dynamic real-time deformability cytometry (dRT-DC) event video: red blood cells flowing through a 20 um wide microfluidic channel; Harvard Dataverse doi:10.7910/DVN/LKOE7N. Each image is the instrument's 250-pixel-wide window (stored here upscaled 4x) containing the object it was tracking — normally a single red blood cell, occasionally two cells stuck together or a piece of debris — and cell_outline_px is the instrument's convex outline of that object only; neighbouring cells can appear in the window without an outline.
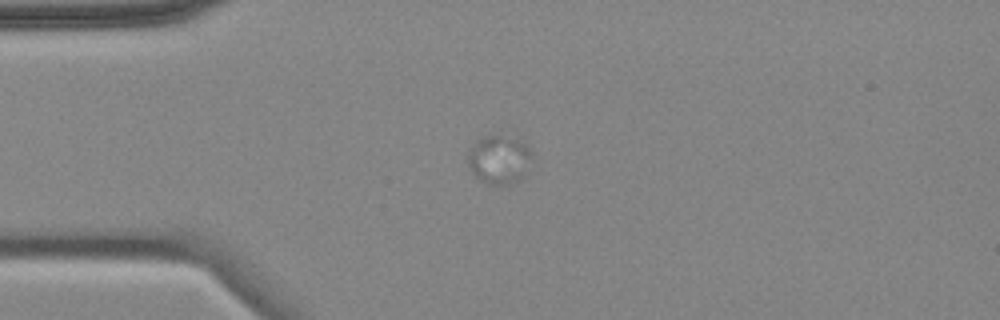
{"species": "common noctule bat (a hibernating species)", "species_latin": "Nyctalus noctula", "temperature_condition": "cold", "stored_images_in_passage": 2, "camera_frame_rate_fps": 3000, "um_per_image_px": 0.085, "animal": {"sex": "female", "body_mass_g": 18.4}, "frame": {"image": 1, "passage_image": 2, "time_ms": 1.333, "image_size_px": [1000, 320], "cell_outline_px": [[532, 152], [520, 180], [512, 184], [488, 184], [480, 180], [472, 172], [468, 164], [468, 152], [476, 140], [484, 136], [500, 136], [528, 144]], "centroid_in_image_um": [42.38, 13.57], "position_along_channel_um": 42.6, "area_um2": 17.63}}